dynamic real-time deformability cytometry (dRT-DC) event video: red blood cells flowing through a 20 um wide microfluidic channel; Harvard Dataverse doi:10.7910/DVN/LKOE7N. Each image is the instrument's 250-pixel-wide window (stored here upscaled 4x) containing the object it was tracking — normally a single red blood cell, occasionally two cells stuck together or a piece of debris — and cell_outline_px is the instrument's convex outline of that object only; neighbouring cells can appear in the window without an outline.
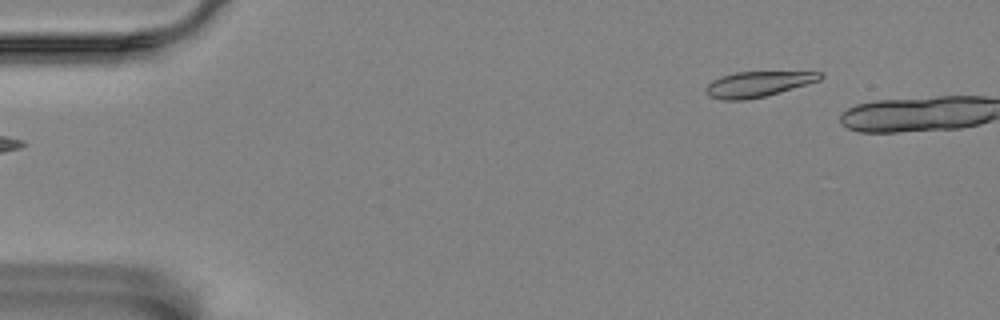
{"species": "Egyptian fruit bat (a non-hibernating species)", "species_latin": "Rousettus aegyptiacus", "temperature_condition": "room temperature", "stored_images_in_passage": 2, "camera_frame_rate_fps": 3000, "um_per_image_px": 0.085, "animal": {"sex": "female"}, "frame": {"image": 1, "passage_image": 1, "time_ms": 0.0, "image_size_px": [1000, 320], "cell_outline_px": [[824, 76], [820, 80], [764, 96], [744, 100], [724, 100], [708, 96], [704, 88], [712, 80], [720, 76], [736, 72], [824, 72]], "centroid_in_image_um": [64.38, 7.14], "position_along_channel_um": 20.6, "area_um2": 16.76}}